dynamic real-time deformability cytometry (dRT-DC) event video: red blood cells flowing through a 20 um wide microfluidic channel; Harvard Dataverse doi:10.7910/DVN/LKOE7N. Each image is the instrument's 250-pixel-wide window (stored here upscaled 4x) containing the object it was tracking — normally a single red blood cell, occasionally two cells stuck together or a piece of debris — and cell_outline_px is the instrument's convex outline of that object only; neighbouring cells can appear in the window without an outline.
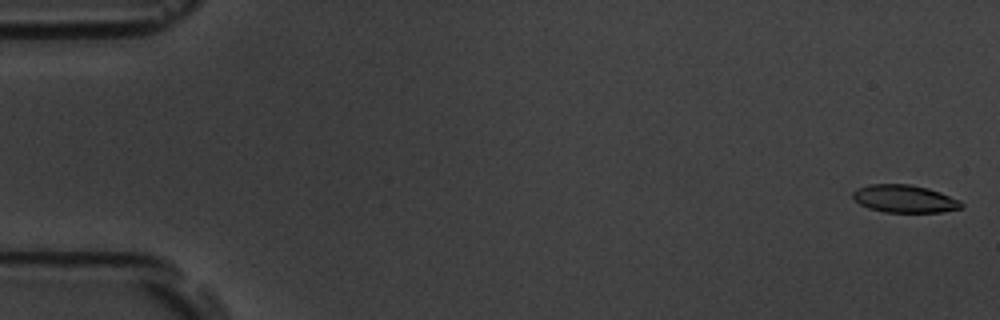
{"species": "common noctule bat (a hibernating species)", "species_latin": "Nyctalus noctula", "temperature_condition": "room temperature", "stored_images_in_passage": 19, "camera_frame_rate_fps": 3000, "um_per_image_px": 0.085, "animal": {"sex": "male", "body_mass_g": 19.5, "forearm_length_mm": 54.6}, "frame": {"image": 1, "passage_image": 2, "time_ms": 0.333, "image_size_px": [1000, 320], "cell_outline_px": [[964, 208], [940, 212], [884, 212], [868, 208], [860, 204], [852, 196], [852, 192], [856, 188], [868, 184], [912, 184], [928, 188], [940, 192], [960, 200], [964, 204]], "centroid_in_image_um": [76.9, 16.89], "position_along_channel_um": 8.1, "area_um2": 17.69}}
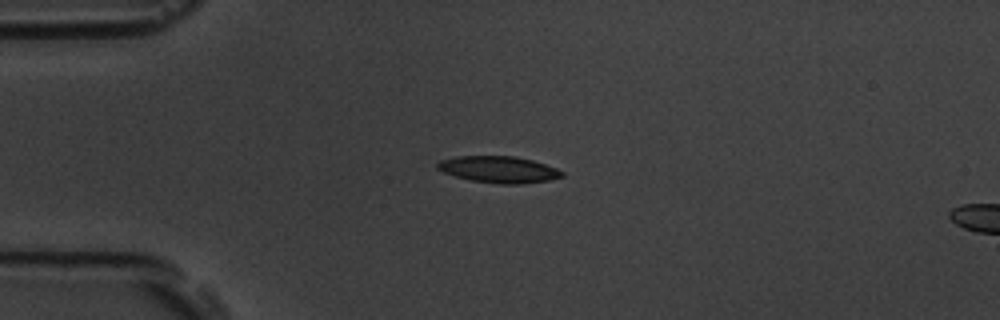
{"frame": {"image": 2, "passage_image": 15, "time_ms": 4.667, "image_size_px": [1000, 320], "cell_outline_px": [[564, 176], [548, 180], [520, 184], [500, 184], [472, 180], [456, 176], [444, 172], [436, 168], [436, 164], [440, 160], [456, 156], [516, 156], [532, 160], [556, 168], [564, 172]], "centroid_in_image_um": [42.39, 14.4], "position_along_channel_um": 42.6, "area_um2": 19.19}}